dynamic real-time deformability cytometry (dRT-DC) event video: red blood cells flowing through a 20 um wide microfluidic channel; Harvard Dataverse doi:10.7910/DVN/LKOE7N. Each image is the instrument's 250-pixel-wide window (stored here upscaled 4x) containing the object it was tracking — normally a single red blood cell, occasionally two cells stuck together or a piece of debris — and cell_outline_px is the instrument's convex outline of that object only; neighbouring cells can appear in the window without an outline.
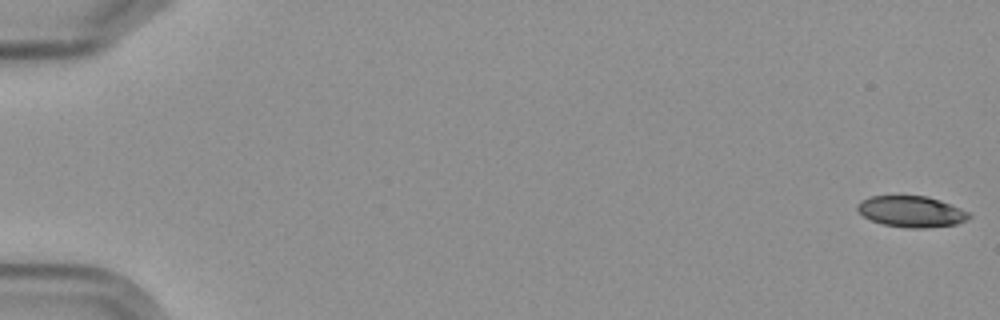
{"species": "Egyptian fruit bat (a non-hibernating species)", "species_latin": "Rousettus aegyptiacus", "temperature_condition": "cold", "stored_images_in_passage": 7, "camera_frame_rate_fps": 3000, "um_per_image_px": 0.085, "frame": {"image": 1, "passage_image": 1, "time_ms": 0.0, "image_size_px": [1000, 320], "cell_outline_px": [[972, 216], [956, 224], [924, 228], [908, 228], [884, 224], [872, 220], [864, 216], [856, 208], [856, 204], [860, 200], [868, 196], [928, 196], [940, 200], [960, 208], [968, 212]], "centroid_in_image_um": [77.44, 17.97], "position_along_channel_um": 7.6, "area_um2": 20.11}}
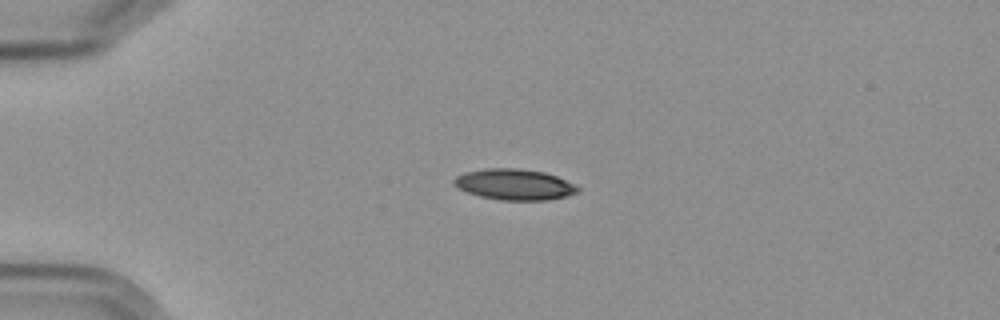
{"frame": {"image": 2, "passage_image": 5, "time_ms": 4.667, "image_size_px": [1000, 320], "cell_outline_px": [[580, 192], [568, 196], [548, 200], [500, 200], [480, 196], [468, 192], [452, 184], [452, 180], [456, 176], [464, 172], [488, 168], [520, 168], [544, 172], [556, 176], [576, 184], [580, 188]], "centroid_in_image_um": [43.76, 15.68], "position_along_channel_um": 41.2, "area_um2": 22.48}}
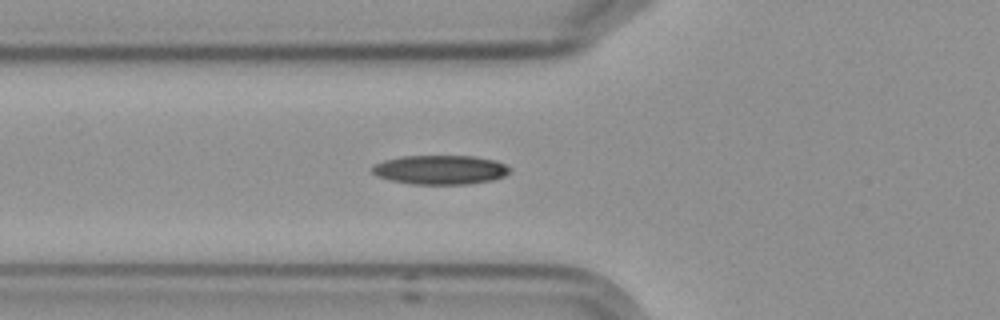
{"frame": {"image": 3, "passage_image": 7, "time_ms": 7.0, "image_size_px": [1000, 320], "cell_outline_px": [[512, 172], [504, 176], [492, 180], [468, 184], [412, 184], [388, 180], [376, 176], [372, 172], [372, 168], [376, 164], [384, 160], [404, 156], [472, 156], [496, 160], [512, 168]], "centroid_in_image_um": [37.45, 14.43], "position_along_channel_um": 88.4, "area_um2": 23.52}}